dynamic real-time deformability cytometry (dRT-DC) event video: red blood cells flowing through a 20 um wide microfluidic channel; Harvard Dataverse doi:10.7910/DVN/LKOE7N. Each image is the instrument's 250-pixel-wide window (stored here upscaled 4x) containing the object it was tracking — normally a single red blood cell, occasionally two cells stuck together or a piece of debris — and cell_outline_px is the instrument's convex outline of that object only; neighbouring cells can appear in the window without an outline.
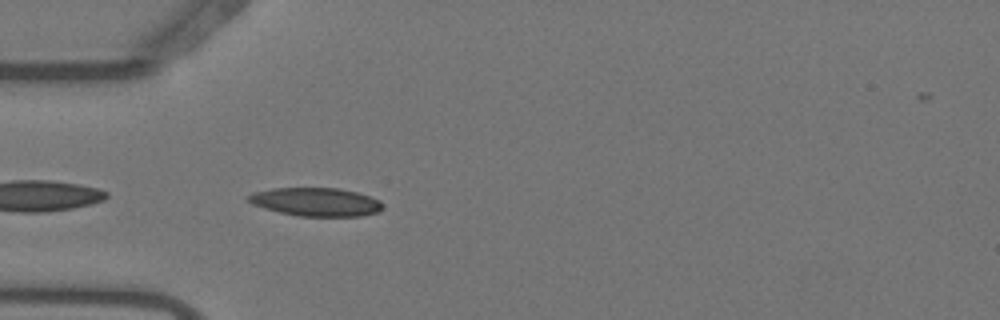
{"species": "Egyptian fruit bat (a non-hibernating species)", "species_latin": "Rousettus aegyptiacus", "temperature_condition": "warm", "stored_images_in_passage": 40, "camera_frame_rate_fps": 3000, "um_per_image_px": 0.085, "animal": {"sex": "female"}, "frame": {"image": 1, "passage_image": 2, "time_ms": 0.333, "image_size_px": [1000, 320], "cell_outline_px": [[384, 204], [376, 212], [360, 216], [300, 216], [280, 212], [264, 208], [252, 204], [244, 196], [252, 192], [272, 188], [336, 188], [356, 192], [380, 200]], "centroid_in_image_um": [26.8, 17.15], "position_along_channel_um": 58.2, "area_um2": 22.14}}
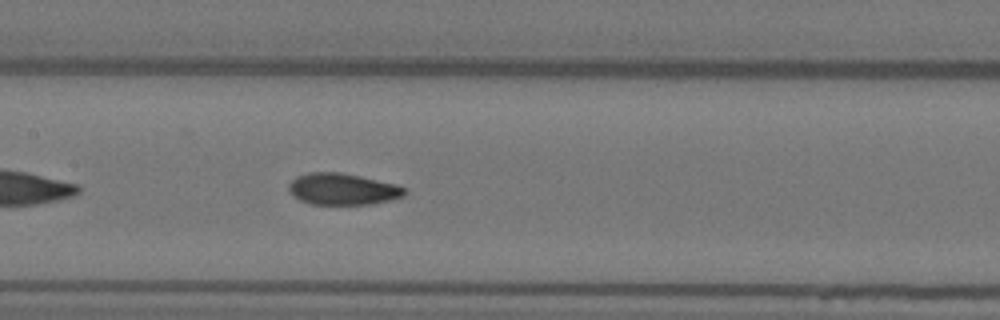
{"frame": {"image": 2, "passage_image": 12, "time_ms": 3.667, "image_size_px": [1000, 320], "cell_outline_px": [[408, 192], [404, 196], [392, 200], [372, 204], [312, 204], [300, 200], [292, 196], [288, 188], [288, 184], [296, 176], [308, 172], [340, 172], [360, 176], [396, 184], [404, 188]], "centroid_in_image_um": [29.12, 16.07], "position_along_channel_um": 178.3, "area_um2": 21.44}}
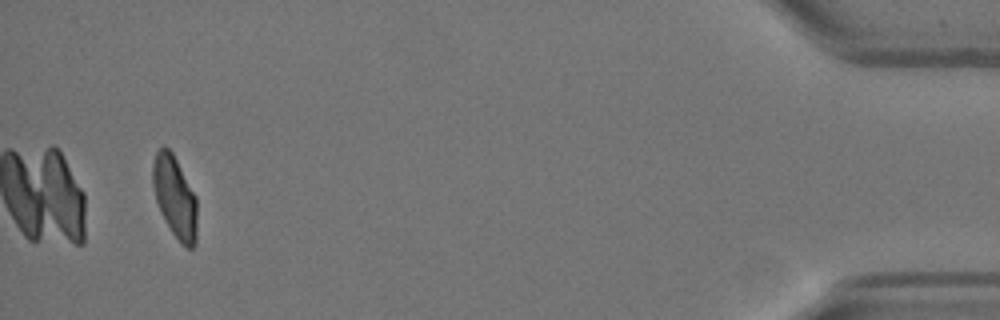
{"frame": {"image": 3, "passage_image": 38, "time_ms": 12.333, "image_size_px": [1000, 320], "cell_outline_px": [[196, 244], [192, 248], [188, 248], [180, 244], [172, 232], [160, 212], [156, 200], [152, 184], [152, 164], [156, 152], [164, 144], [172, 152], [196, 196]], "centroid_in_image_um": [14.85, 16.75], "position_along_channel_um": 420.4, "area_um2": 21.15}, "authors_computed_cell_mechanics": {"area_um2": 21.4438, "velocity_mm_per_s": 3.684, "shape_relaxation_time_tau1_ms": 7.9939, "shape_relaxation_time_tau2_ms": 1.5417, "deformation_change_tau1": 0.2087, "deformation_change_tau2": 0.0661}}